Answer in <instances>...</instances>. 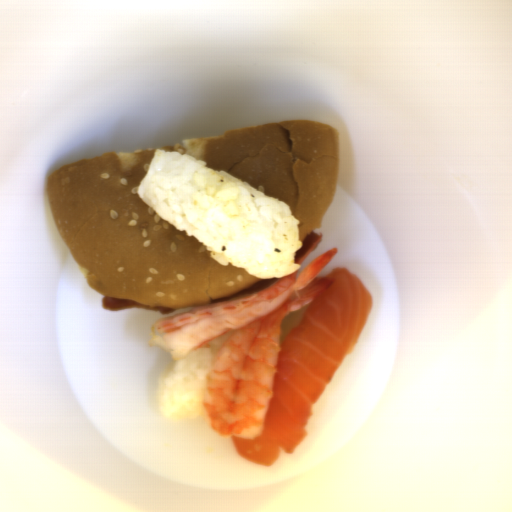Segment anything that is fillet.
<instances>
[{
	"label": "fillet",
	"instance_id": "obj_1",
	"mask_svg": "<svg viewBox=\"0 0 512 512\" xmlns=\"http://www.w3.org/2000/svg\"><path fill=\"white\" fill-rule=\"evenodd\" d=\"M333 285L309 304L296 326L279 342L274 383L261 432L254 439L232 436L244 460L277 463L293 455L306 438L315 405L347 357L355 353L371 309L372 296L350 269L336 267Z\"/></svg>",
	"mask_w": 512,
	"mask_h": 512
}]
</instances>
